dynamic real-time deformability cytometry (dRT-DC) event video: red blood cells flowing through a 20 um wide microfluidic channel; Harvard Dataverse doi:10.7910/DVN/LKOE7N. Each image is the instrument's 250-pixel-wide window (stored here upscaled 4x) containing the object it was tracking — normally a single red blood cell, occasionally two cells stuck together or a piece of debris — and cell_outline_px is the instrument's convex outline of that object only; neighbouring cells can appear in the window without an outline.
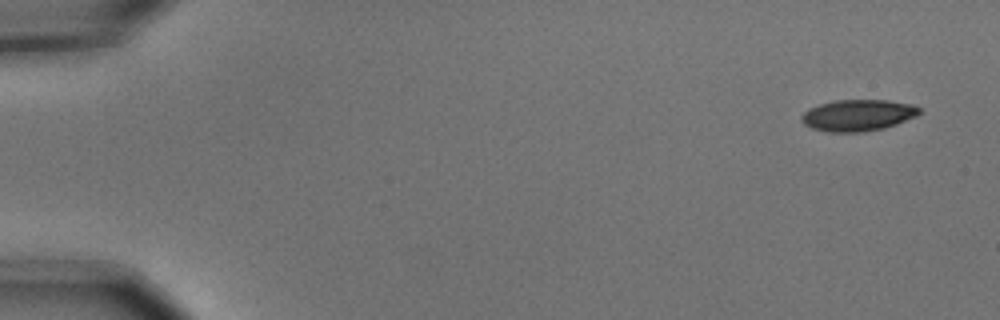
{"species": "common noctule bat (a hibernating species)", "species_latin": "Nyctalus noctula", "temperature_condition": "cold", "stored_images_in_passage": 5, "camera_frame_rate_fps": 3000, "um_per_image_px": 0.085, "animal": {"sex": "male", "body_mass_g": 15.6}, "frame": {"image": 1, "passage_image": 1, "time_ms": 0.0, "image_size_px": [1000, 320], "cell_outline_px": [[920, 112], [916, 116], [896, 124], [884, 128], [860, 132], [828, 132], [812, 128], [804, 124], [800, 120], [800, 116], [808, 108], [820, 104], [836, 100], [888, 100], [912, 104], [920, 108]], "centroid_in_image_um": [72.9, 9.79], "position_along_channel_um": 12.1, "area_um2": 21.62}}
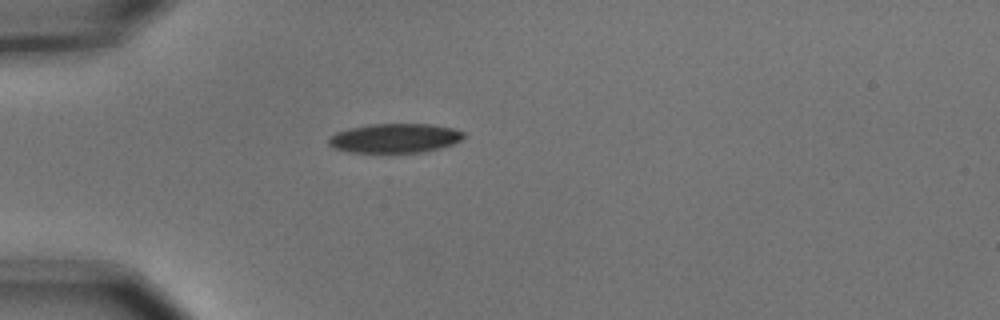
{"frame": {"image": 2, "passage_image": 4, "time_ms": 1.0, "image_size_px": [1000, 320], "cell_outline_px": [[464, 136], [460, 140], [452, 144], [440, 148], [424, 152], [348, 152], [332, 148], [328, 144], [328, 140], [336, 132], [348, 128], [372, 124], [432, 124], [452, 128], [464, 132]], "centroid_in_image_um": [33.54, 11.74], "position_along_channel_um": 51.5, "area_um2": 23.0}}